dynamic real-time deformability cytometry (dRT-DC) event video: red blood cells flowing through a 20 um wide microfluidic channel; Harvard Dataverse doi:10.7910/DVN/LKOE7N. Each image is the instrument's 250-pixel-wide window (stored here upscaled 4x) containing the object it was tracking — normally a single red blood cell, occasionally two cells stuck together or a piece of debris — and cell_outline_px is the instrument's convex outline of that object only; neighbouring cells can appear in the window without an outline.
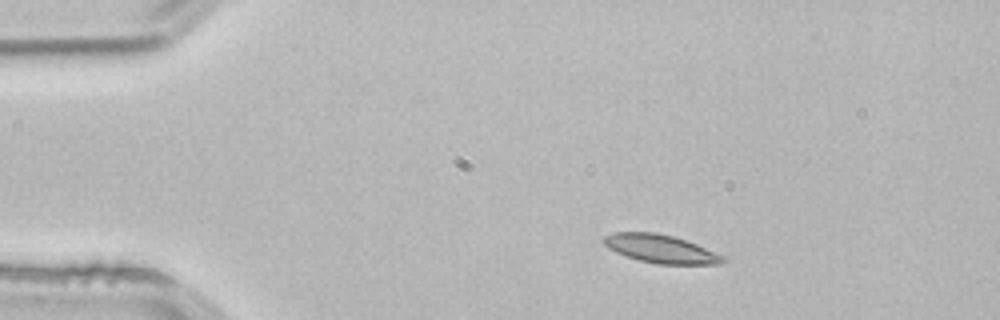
{"species": "common noctule bat (a hibernating species)", "species_latin": "Nyctalus noctula", "temperature_condition": "room temperature", "stored_images_in_passage": 2, "camera_frame_rate_fps": 3000, "um_per_image_px": 0.085, "animal": {"sex": "male", "body_mass_g": 21.5, "forearm_length_mm": 52.0}, "frame": {"image": 1, "passage_image": 1, "time_ms": 0.0, "image_size_px": [1000, 320], "cell_outline_px": [[728, 260], [720, 264], [656, 264], [640, 260], [616, 252], [608, 248], [600, 240], [604, 236], [612, 232], [656, 232], [672, 236], [696, 244], [724, 256]], "centroid_in_image_um": [56.13, 21.14], "position_along_channel_um": 28.9, "area_um2": 19.59}}